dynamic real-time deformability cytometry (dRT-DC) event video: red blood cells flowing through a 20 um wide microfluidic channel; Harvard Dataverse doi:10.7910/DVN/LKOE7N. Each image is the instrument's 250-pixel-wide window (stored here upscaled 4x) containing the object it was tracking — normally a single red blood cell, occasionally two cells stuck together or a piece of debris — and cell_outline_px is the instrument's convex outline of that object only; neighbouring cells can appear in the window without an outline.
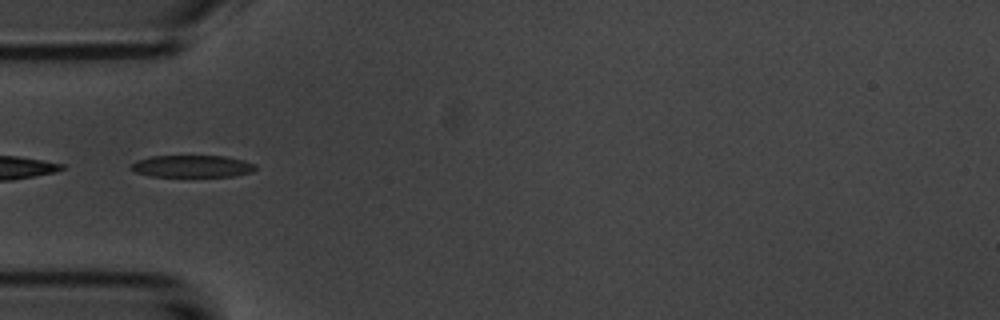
{"species": "common noctule bat (a hibernating species)", "species_latin": "Nyctalus noctula", "temperature_condition": "room temperature", "stored_images_in_passage": 5, "segment_of_instrument_passage": [2, 2], "camera_frame_rate_fps": 3000, "um_per_image_px": 0.085, "animal": {"sex": "male", "body_mass_g": 20.1, "forearm_length_mm": 53.5}, "frame": {"image": 1, "passage_image": 4, "time_ms": 3.333, "image_size_px": [1000, 320], "cell_outline_px": [[256, 168], [252, 172], [232, 176], [152, 176], [136, 172], [132, 168], [132, 164], [136, 160], [152, 156], [224, 156], [244, 160], [256, 164]], "centroid_in_image_um": [16.37, 14.12], "position_along_channel_um": 68.6, "area_um2": 15.84}}